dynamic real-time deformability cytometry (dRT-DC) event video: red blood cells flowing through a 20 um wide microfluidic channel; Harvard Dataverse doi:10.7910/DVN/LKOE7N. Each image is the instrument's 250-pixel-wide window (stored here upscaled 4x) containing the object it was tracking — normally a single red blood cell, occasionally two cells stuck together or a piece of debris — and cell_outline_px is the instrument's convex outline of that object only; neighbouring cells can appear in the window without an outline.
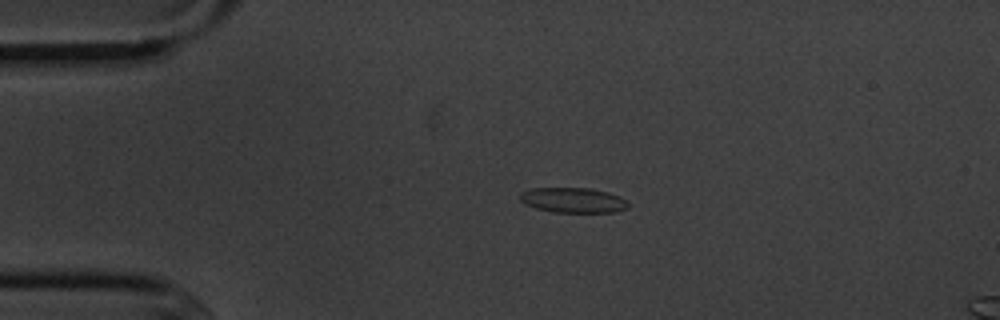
{"species": "common noctule bat (a hibernating species)", "species_latin": "Nyctalus noctula", "temperature_condition": "cold", "stored_images_in_passage": 3, "camera_frame_rate_fps": 3000, "um_per_image_px": 0.085, "animal": {"sex": "male", "body_mass_g": 20.1, "forearm_length_mm": 53.5}, "frame": {"image": 1, "passage_image": 2, "time_ms": 1.333, "image_size_px": [1000, 320], "cell_outline_px": [[628, 208], [616, 212], [552, 212], [536, 208], [524, 204], [520, 200], [520, 192], [532, 188], [592, 188], [608, 192], [620, 196], [628, 200]], "centroid_in_image_um": [48.73, 17.01], "position_along_channel_um": 36.3, "area_um2": 16.01}}